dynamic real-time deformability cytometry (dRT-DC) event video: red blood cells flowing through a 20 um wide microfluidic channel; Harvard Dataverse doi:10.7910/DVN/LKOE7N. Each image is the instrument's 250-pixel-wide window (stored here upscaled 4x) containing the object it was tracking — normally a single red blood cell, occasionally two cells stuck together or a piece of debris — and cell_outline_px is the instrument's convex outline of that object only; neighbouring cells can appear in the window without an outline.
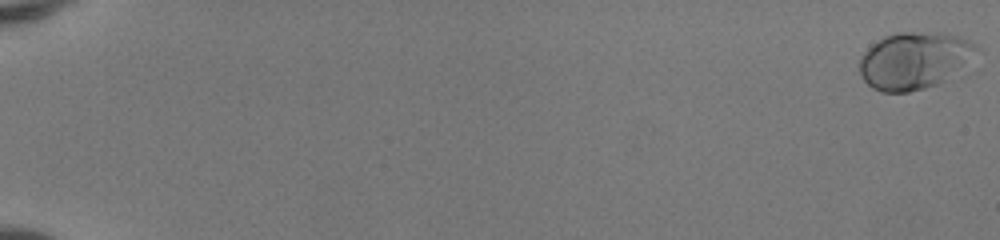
{"species": "human", "species_latin": "Homo sapiens", "temperature_condition": "room temperature", "stored_images_in_passage": 52, "camera_frame_rate_fps": 3000, "um_per_image_px": 0.085, "donor": {"sex": "female"}, "frame": {"image": 1, "passage_image": 1, "time_ms": 0.0, "image_size_px": [1000, 240], "cell_outline_px": [[984, 48], [940, 84], [908, 92], [880, 92], [872, 88], [864, 80], [860, 72], [860, 56], [872, 44], [884, 36], [896, 32], [944, 32], [960, 36]], "centroid_in_image_um": [77.73, 5.12], "position_along_channel_um": 7.3, "area_um2": 39.13}}
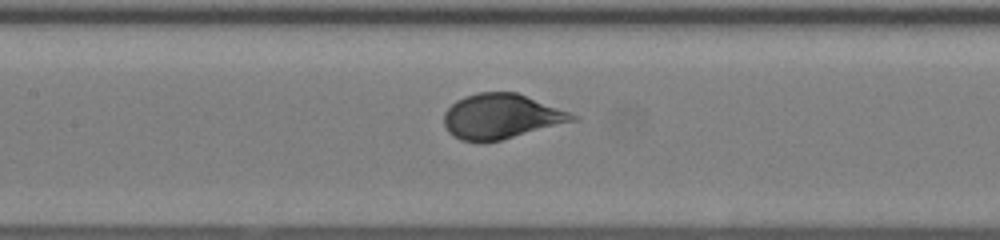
{"frame": {"image": 2, "passage_image": 28, "time_ms": 9.0, "image_size_px": [1000, 240], "cell_outline_px": [[580, 120], [484, 144], [480, 144], [460, 140], [448, 132], [444, 124], [444, 112], [456, 100], [464, 96], [480, 92], [516, 92], [580, 116]], "centroid_in_image_um": [42.6, 9.92], "position_along_channel_um": 164.8, "area_um2": 33.99}}
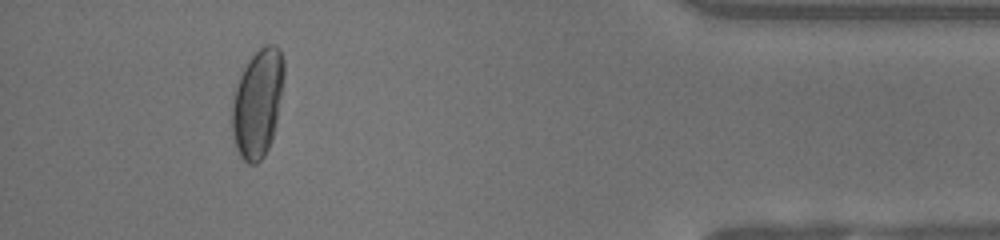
{"frame": {"image": 3, "passage_image": 49, "time_ms": 16.0, "image_size_px": [1000, 240], "cell_outline_px": [[284, 76], [276, 120], [272, 140], [264, 156], [256, 164], [248, 164], [240, 156], [236, 148], [232, 136], [232, 96], [236, 84], [248, 60], [264, 44], [272, 44], [280, 48], [284, 60]], "centroid_in_image_um": [21.88, 8.76], "position_along_channel_um": 413.3, "area_um2": 32.83}, "authors_computed_cell_mechanics": {"area_um2": 34.1887, "velocity_mm_per_s": 4.1413, "shape_relaxation_time_tau1_ms": 6.628, "shape_relaxation_time_tau2_ms": null, "deformation_change_tau1": 0.2545, "deformation_change_tau2": null}}